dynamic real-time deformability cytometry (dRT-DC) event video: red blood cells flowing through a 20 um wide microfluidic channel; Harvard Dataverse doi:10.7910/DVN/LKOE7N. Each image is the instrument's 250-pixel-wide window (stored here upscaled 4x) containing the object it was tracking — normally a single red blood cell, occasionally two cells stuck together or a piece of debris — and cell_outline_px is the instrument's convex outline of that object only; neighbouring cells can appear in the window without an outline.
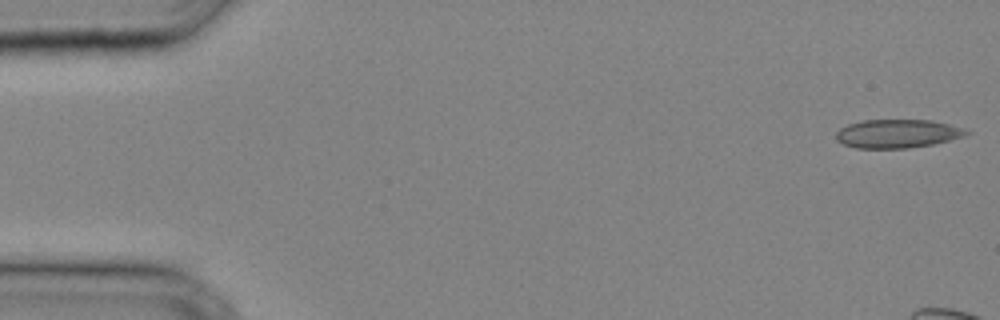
{"species": "common noctule bat (a hibernating species)", "species_latin": "Nyctalus noctula", "temperature_condition": "cold", "stored_images_in_passage": 6, "camera_frame_rate_fps": 3000, "um_per_image_px": 0.085, "animal": {"sex": "male", "body_mass_g": 20.4}, "frame": {"image": 1, "passage_image": 1, "time_ms": 0.0, "image_size_px": [1000, 320], "cell_outline_px": [[972, 132], [964, 136], [932, 144], [908, 148], [856, 148], [844, 144], [836, 140], [836, 132], [840, 128], [848, 124], [860, 120], [932, 120], [964, 128]], "centroid_in_image_um": [76.26, 11.35], "position_along_channel_um": 8.7, "area_um2": 21.68}}